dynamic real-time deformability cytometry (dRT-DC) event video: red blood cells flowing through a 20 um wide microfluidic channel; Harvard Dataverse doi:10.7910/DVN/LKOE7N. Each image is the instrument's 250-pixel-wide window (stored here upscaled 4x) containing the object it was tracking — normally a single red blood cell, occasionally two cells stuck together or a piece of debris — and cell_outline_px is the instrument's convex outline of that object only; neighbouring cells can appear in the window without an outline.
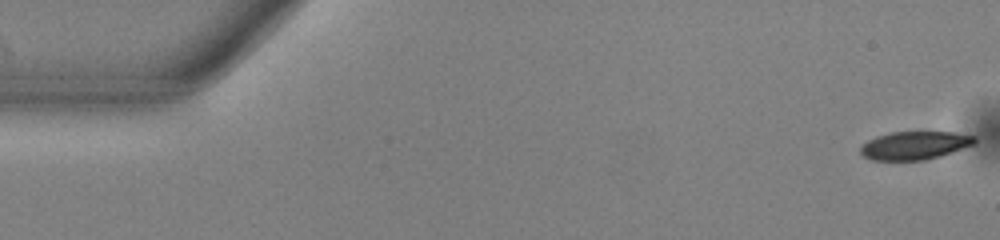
{"species": "common noctule bat (a hibernating species)", "species_latin": "Nyctalus noctula", "temperature_condition": "warm", "stored_images_in_passage": 39, "camera_frame_rate_fps": 3000, "um_per_image_px": 0.085, "animal": {"sex": "male", "body_mass_g": 13.0, "forearm_length_mm": 53.1}, "frame": {"image": 1, "passage_image": 1, "time_ms": 0.0, "image_size_px": [1000, 240], "cell_outline_px": [[976, 144], [940, 156], [924, 160], [872, 160], [860, 156], [860, 148], [868, 140], [876, 136], [892, 132], [952, 132], [976, 136]], "centroid_in_image_um": [77.75, 12.36], "position_along_channel_um": 7.3, "area_um2": 18.84}}
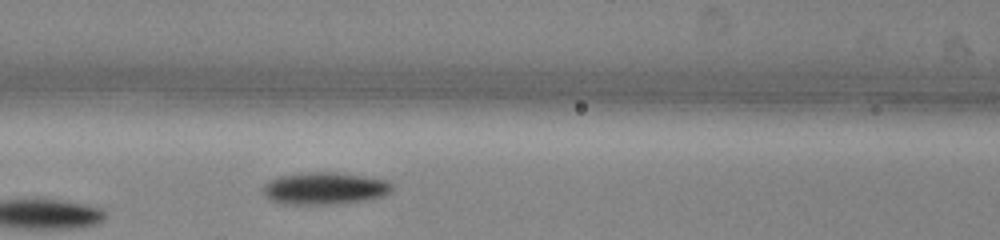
{"frame": {"image": 2, "passage_image": 22, "time_ms": 7.0, "image_size_px": [1000, 240], "cell_outline_px": [[392, 192], [384, 196], [368, 200], [340, 204], [284, 204], [272, 200], [264, 196], [264, 184], [280, 176], [308, 172], [336, 172], [364, 176], [388, 180], [392, 184]], "centroid_in_image_um": [27.66, 16.02], "position_along_channel_um": 138.9, "area_um2": 24.33}}
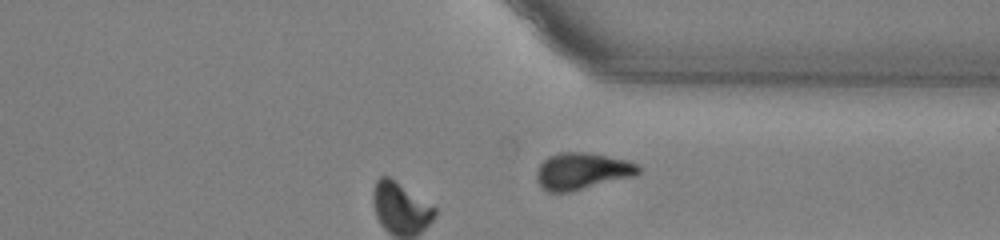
{"frame": {"image": 3, "passage_image": 39, "time_ms": 12.667, "image_size_px": [1000, 240], "cell_outline_px": [[640, 172], [636, 176], [568, 192], [548, 192], [540, 184], [536, 176], [536, 172], [540, 164], [548, 156], [560, 152], [584, 152], [624, 160], [636, 164], [640, 168]], "centroid_in_image_um": [49.46, 14.55], "position_along_channel_um": 361.9, "area_um2": 21.5}}